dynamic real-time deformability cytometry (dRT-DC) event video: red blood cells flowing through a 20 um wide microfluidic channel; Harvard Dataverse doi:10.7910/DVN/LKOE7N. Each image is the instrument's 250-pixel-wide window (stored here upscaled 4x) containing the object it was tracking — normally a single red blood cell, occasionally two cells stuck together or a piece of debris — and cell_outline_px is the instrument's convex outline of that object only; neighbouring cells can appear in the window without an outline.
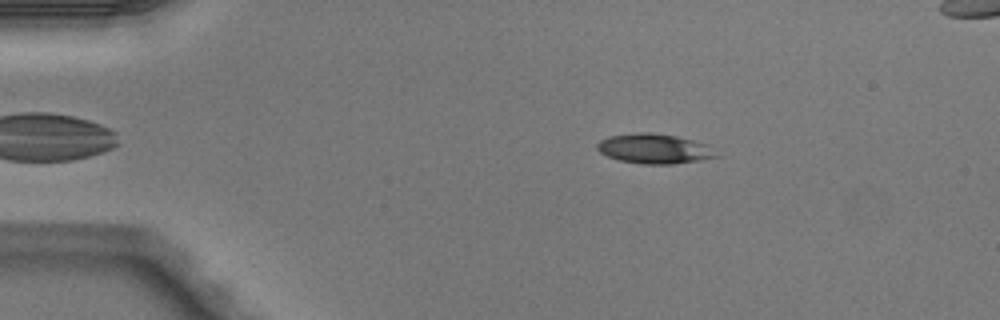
{"species": "Egyptian fruit bat (a non-hibernating species)", "species_latin": "Rousettus aegyptiacus", "temperature_condition": "warm", "stored_images_in_passage": 47, "camera_frame_rate_fps": 3000, "um_per_image_px": 0.085, "animal": {"sex": "male"}, "frame": {"image": 1, "passage_image": 5, "time_ms": 1.333, "image_size_px": [1000, 320], "cell_outline_px": [[724, 156], [700, 160], [672, 164], [640, 164], [620, 160], [608, 156], [600, 152], [596, 148], [596, 144], [600, 140], [608, 136], [636, 132], [648, 132], [676, 136], [708, 144]], "centroid_in_image_um": [55.67, 12.64], "position_along_channel_um": 29.3, "area_um2": 20.98}}
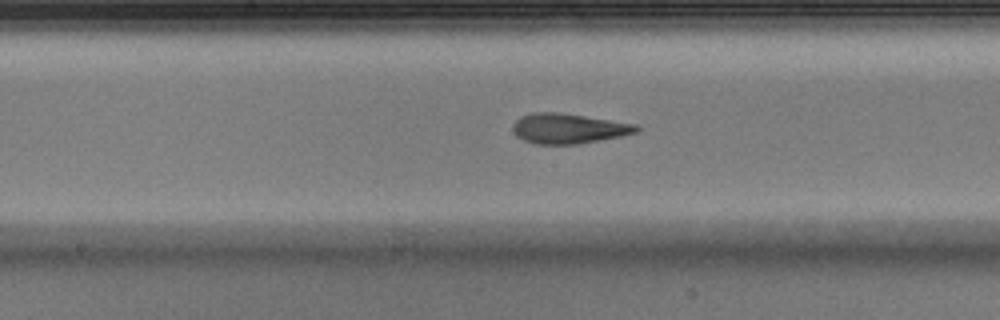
{"frame": {"image": 2, "passage_image": 22, "time_ms": 7.0, "image_size_px": [1000, 320], "cell_outline_px": [[640, 128], [636, 132], [620, 136], [600, 140], [576, 144], [536, 144], [524, 140], [516, 136], [512, 128], [512, 124], [520, 116], [532, 112], [560, 112], [636, 124]], "centroid_in_image_um": [48.27, 10.91], "position_along_channel_um": 199.9, "area_um2": 21.62}}
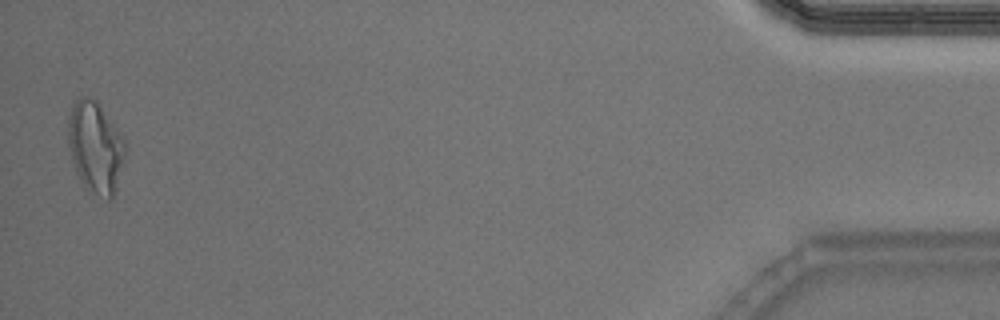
{"frame": {"image": 3, "passage_image": 45, "time_ms": 14.667, "image_size_px": [1000, 320], "cell_outline_px": [[124, 156], [116, 188], [112, 200], [108, 200], [84, 184], [80, 180], [76, 172], [72, 160], [68, 144], [68, 116], [72, 104], [80, 96], [88, 96], [96, 100], [124, 136]], "centroid_in_image_um": [8.09, 12.44], "position_along_channel_um": 427.1, "area_um2": 30.11}}